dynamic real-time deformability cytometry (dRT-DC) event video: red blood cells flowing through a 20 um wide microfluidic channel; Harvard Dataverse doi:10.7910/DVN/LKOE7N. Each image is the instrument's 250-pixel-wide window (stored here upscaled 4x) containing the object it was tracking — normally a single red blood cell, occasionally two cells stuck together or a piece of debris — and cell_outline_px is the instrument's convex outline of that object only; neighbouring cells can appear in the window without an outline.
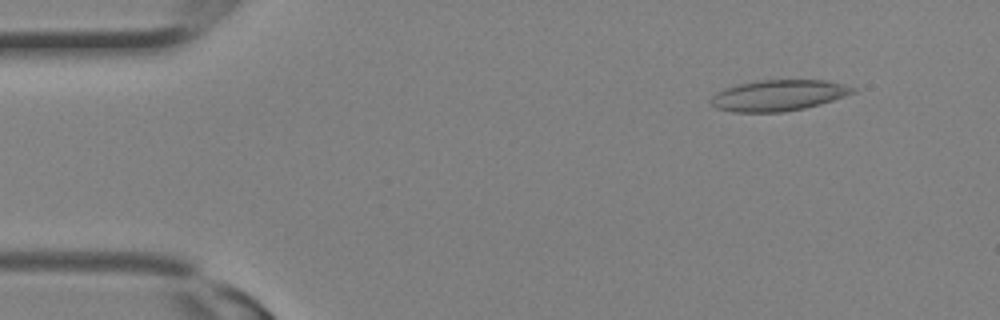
{"species": "Egyptian fruit bat (a non-hibernating species)", "species_latin": "Rousettus aegyptiacus", "temperature_condition": "room temperature", "stored_images_in_passage": 18, "camera_frame_rate_fps": 3000, "um_per_image_px": 0.085, "animal": {"sex": "female"}, "frame": {"image": 1, "passage_image": 3, "time_ms": 0.667, "image_size_px": [1000, 320], "cell_outline_px": [[856, 92], [820, 104], [804, 108], [780, 112], [732, 112], [716, 108], [712, 104], [712, 96], [736, 84], [760, 80], [824, 80], [856, 88]], "centroid_in_image_um": [66.17, 8.11], "position_along_channel_um": 18.8, "area_um2": 25.2}}
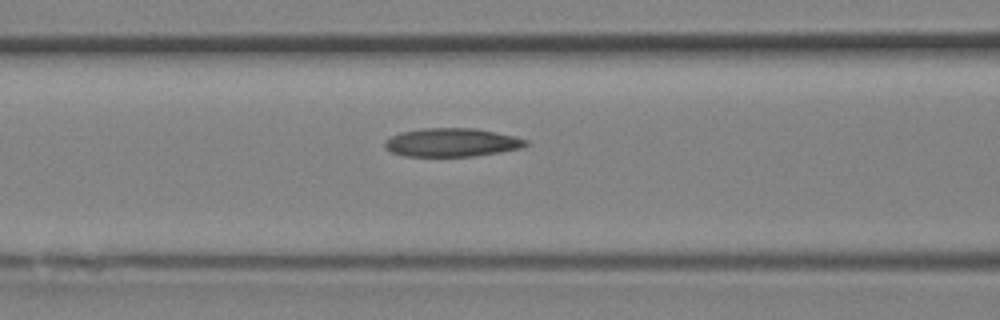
{"frame": {"image": 2, "passage_image": 12, "time_ms": 3.667, "image_size_px": [1000, 320], "cell_outline_px": [[528, 144], [520, 148], [500, 152], [472, 156], [404, 156], [392, 152], [384, 148], [384, 140], [400, 132], [420, 128], [476, 128], [496, 132], [528, 140]], "centroid_in_image_um": [38.36, 12.1], "position_along_channel_um": 128.2, "area_um2": 23.41}}
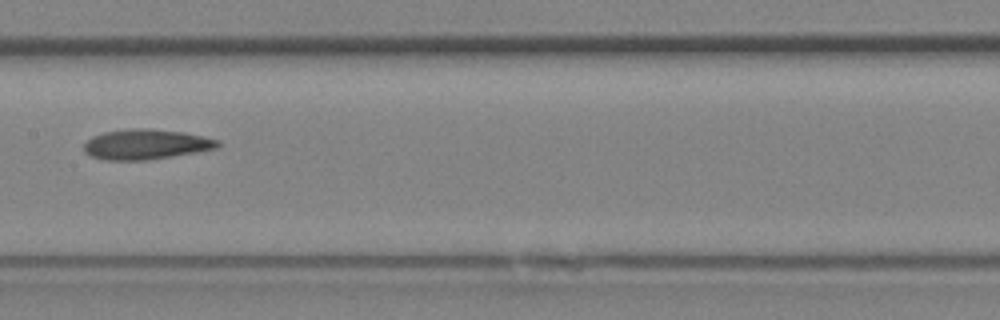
{"frame": {"image": 3, "passage_image": 15, "time_ms": 4.667, "image_size_px": [1000, 320], "cell_outline_px": [[220, 144], [216, 148], [196, 152], [148, 160], [108, 160], [92, 156], [84, 152], [84, 144], [92, 136], [104, 132], [132, 128], [148, 128], [184, 132], [220, 140]], "centroid_in_image_um": [12.41, 12.26], "position_along_channel_um": 195.0, "area_um2": 23.41}}